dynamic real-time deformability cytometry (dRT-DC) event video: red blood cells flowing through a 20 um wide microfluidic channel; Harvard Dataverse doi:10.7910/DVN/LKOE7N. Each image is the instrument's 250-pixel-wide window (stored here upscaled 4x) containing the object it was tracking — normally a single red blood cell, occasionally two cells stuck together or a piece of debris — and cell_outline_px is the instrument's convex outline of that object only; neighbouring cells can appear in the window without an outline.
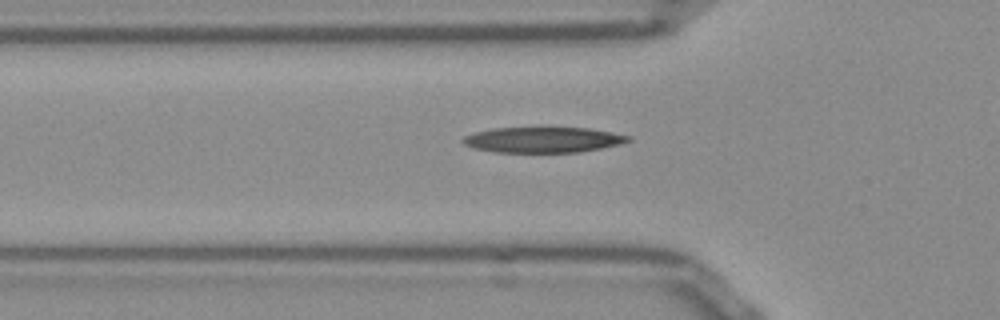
{"species": "Egyptian fruit bat (a non-hibernating species)", "species_latin": "Rousettus aegyptiacus", "temperature_condition": "room temperature", "stored_images_in_passage": 31, "camera_frame_rate_fps": 3000, "um_per_image_px": 0.085, "frame": {"image": 1, "passage_image": 5, "time_ms": 1.333, "image_size_px": [1000, 320], "cell_outline_px": [[632, 140], [620, 144], [580, 152], [492, 152], [472, 148], [464, 144], [460, 140], [464, 136], [476, 132], [492, 128], [588, 128], [612, 132], [632, 136]], "centroid_in_image_um": [46.15, 11.88], "position_along_channel_um": 79.7, "area_um2": 24.62}}
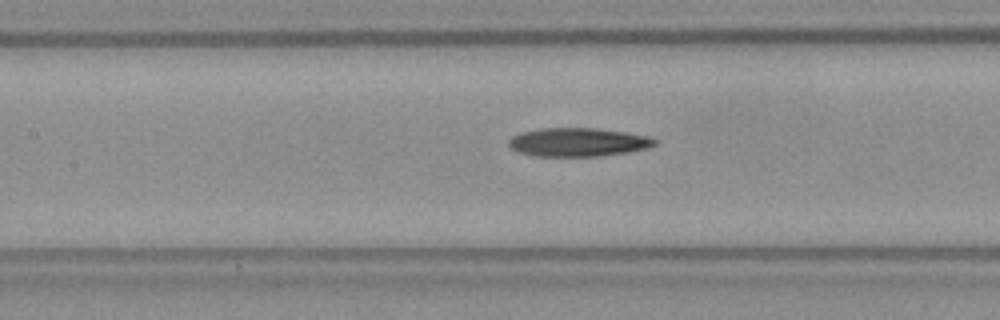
{"frame": {"image": 2, "passage_image": 11, "time_ms": 3.333, "image_size_px": [1000, 320], "cell_outline_px": [[660, 140], [656, 144], [648, 148], [628, 152], [600, 156], [532, 156], [520, 152], [512, 148], [508, 144], [508, 140], [512, 136], [520, 132], [540, 128], [596, 128], [624, 132], [648, 136]], "centroid_in_image_um": [49.14, 12.08], "position_along_channel_um": 158.3, "area_um2": 24.45}}
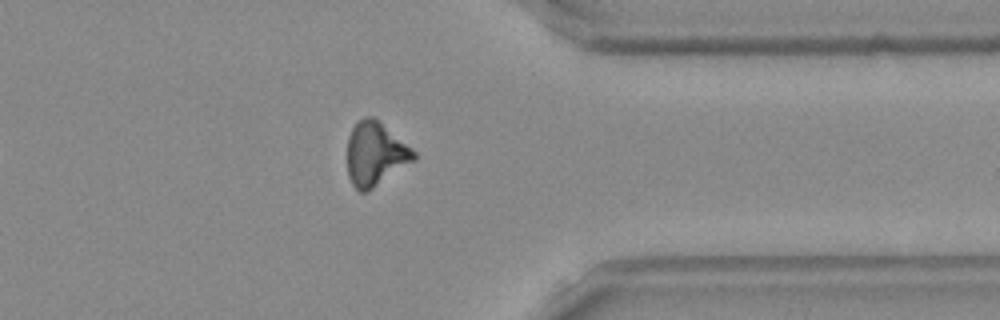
{"frame": {"image": 3, "passage_image": 29, "time_ms": 9.333, "image_size_px": [1000, 320], "cell_outline_px": [[416, 160], [368, 192], [360, 192], [352, 184], [348, 176], [348, 136], [352, 128], [364, 116], [372, 116], [412, 148], [416, 152]], "centroid_in_image_um": [31.91, 13.12], "position_along_channel_um": 379.5, "area_um2": 24.62}}